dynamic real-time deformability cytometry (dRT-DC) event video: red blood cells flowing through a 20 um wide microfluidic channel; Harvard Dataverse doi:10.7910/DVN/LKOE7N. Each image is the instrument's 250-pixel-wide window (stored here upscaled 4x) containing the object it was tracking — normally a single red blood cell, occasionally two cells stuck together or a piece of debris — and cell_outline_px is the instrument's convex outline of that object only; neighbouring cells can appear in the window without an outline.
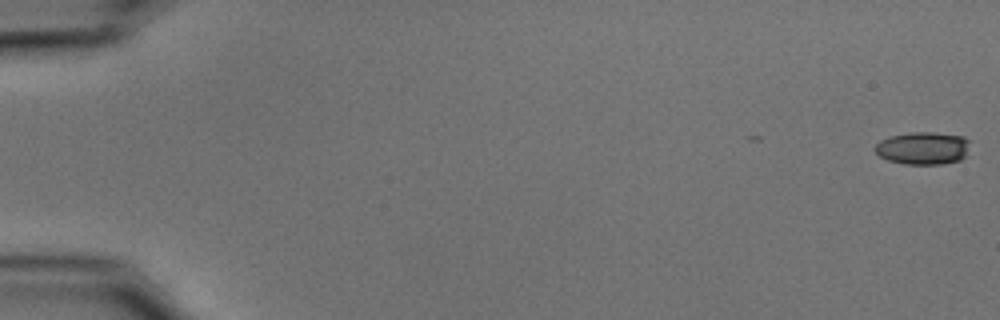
{"species": "common noctule bat (a hibernating species)", "species_latin": "Nyctalus noctula", "temperature_condition": "cold", "stored_images_in_passage": 6, "camera_frame_rate_fps": 3000, "um_per_image_px": 0.085, "animal": {"sex": "male", "body_mass_g": 15.6}, "frame": {"image": 1, "passage_image": 1, "time_ms": 0.0, "image_size_px": [1000, 320], "cell_outline_px": [[968, 140], [964, 156], [960, 160], [940, 164], [904, 164], [888, 160], [880, 156], [872, 148], [880, 140], [892, 136], [912, 132], [936, 132], [964, 136]], "centroid_in_image_um": [78.41, 12.59], "position_along_channel_um": 6.6, "area_um2": 17.92}}